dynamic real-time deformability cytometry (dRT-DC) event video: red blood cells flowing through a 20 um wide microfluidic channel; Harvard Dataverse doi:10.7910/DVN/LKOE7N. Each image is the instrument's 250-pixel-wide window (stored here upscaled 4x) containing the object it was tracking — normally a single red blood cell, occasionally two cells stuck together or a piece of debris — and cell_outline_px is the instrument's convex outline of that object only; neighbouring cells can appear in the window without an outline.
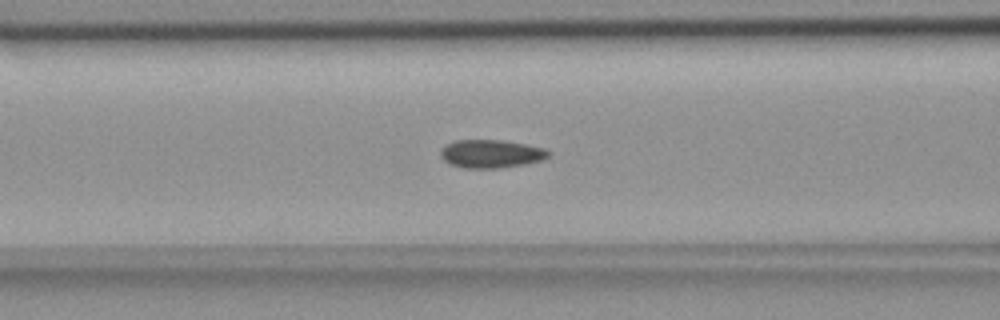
{"species": "common noctule bat (a hibernating species)", "species_latin": "Nyctalus noctula", "temperature_condition": "room temperature", "stored_images_in_passage": 43, "segment_of_instrument_passage": [1, 2], "camera_frame_rate_fps": 3000, "um_per_image_px": 0.085, "animal": {"sex": "female", "body_mass_g": 18.4}, "frame": {"image": 1, "passage_image": 9, "time_ms": 2.667, "image_size_px": [1000, 320], "cell_outline_px": [[552, 152], [548, 156], [540, 160], [524, 164], [500, 168], [464, 168], [448, 164], [440, 156], [440, 152], [448, 144], [456, 140], [500, 140], [528, 144], [544, 148]], "centroid_in_image_um": [41.75, 13.07], "position_along_channel_um": 124.9, "area_um2": 17.69}}
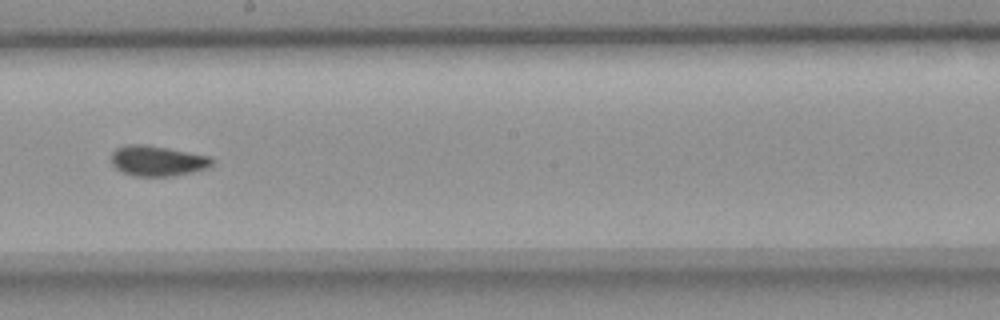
{"frame": {"image": 2, "passage_image": 18, "time_ms": 5.667, "image_size_px": [1000, 320], "cell_outline_px": [[216, 160], [212, 164], [204, 168], [172, 176], [132, 176], [116, 168], [112, 164], [112, 152], [116, 148], [128, 144], [148, 144], [208, 156]], "centroid_in_image_um": [13.34, 13.66], "position_along_channel_um": 234.9, "area_um2": 17.63}}
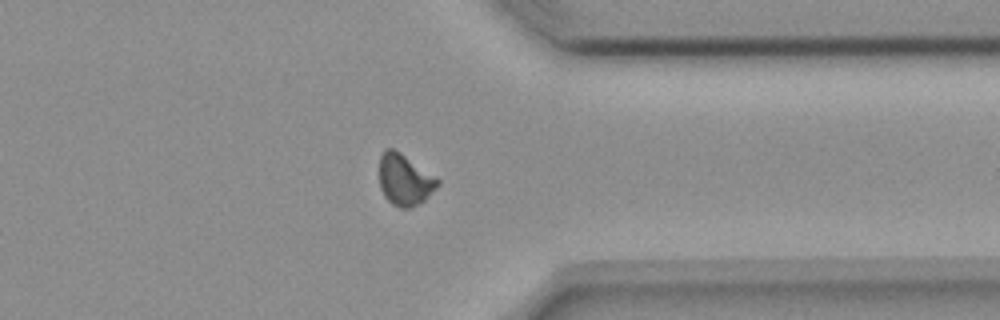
{"frame": {"image": 3, "passage_image": 30, "time_ms": 9.667, "image_size_px": [1000, 320], "cell_outline_px": [[440, 184], [424, 200], [412, 208], [400, 208], [392, 204], [384, 196], [380, 188], [380, 156], [384, 148], [392, 148], [400, 152], [440, 180]], "centroid_in_image_um": [34.38, 15.29], "position_along_channel_um": 377.0, "area_um2": 17.34}}